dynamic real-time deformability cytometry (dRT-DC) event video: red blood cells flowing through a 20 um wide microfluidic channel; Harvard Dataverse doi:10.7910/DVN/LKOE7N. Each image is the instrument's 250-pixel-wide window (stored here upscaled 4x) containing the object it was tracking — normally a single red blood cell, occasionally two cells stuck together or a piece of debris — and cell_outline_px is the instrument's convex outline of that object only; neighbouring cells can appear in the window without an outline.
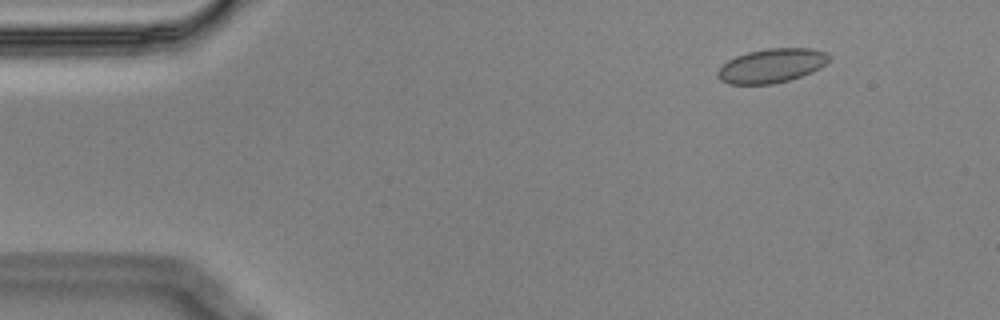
{"species": "Egyptian fruit bat (a non-hibernating species)", "species_latin": "Rousettus aegyptiacus", "temperature_condition": "cold", "stored_images_in_passage": 51, "segment_of_instrument_passage": [1, 2], "camera_frame_rate_fps": 3000, "um_per_image_px": 0.085, "animal": {"sex": "male"}, "frame": {"image": 1, "passage_image": 1, "time_ms": 0.0, "image_size_px": [1000, 320], "cell_outline_px": [[832, 56], [820, 68], [812, 72], [788, 80], [772, 84], [728, 84], [720, 80], [716, 76], [716, 72], [728, 60], [736, 56], [748, 52], [768, 48], [812, 48], [824, 52]], "centroid_in_image_um": [65.57, 5.58], "position_along_channel_um": 19.4, "area_um2": 22.08}}
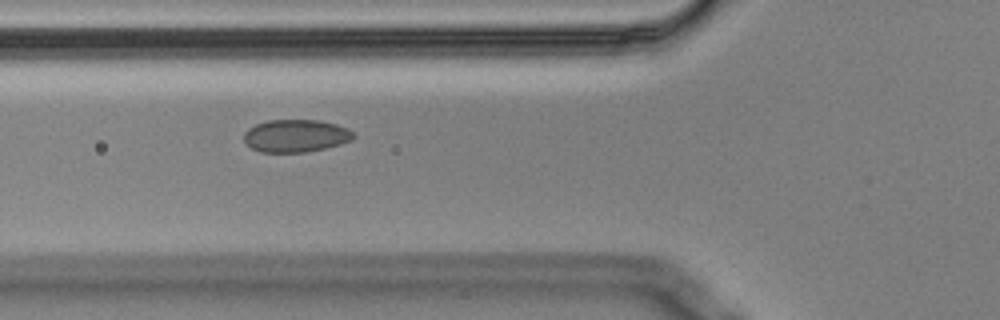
{"frame": {"image": 2, "passage_image": 15, "time_ms": 4.667, "image_size_px": [1000, 320], "cell_outline_px": [[356, 136], [352, 140], [340, 144], [324, 148], [304, 152], [260, 152], [252, 148], [244, 140], [244, 132], [248, 128], [256, 124], [268, 120], [316, 120], [336, 124], [348, 128]], "centroid_in_image_um": [25.14, 11.54], "position_along_channel_um": 100.7, "area_um2": 20.75}}
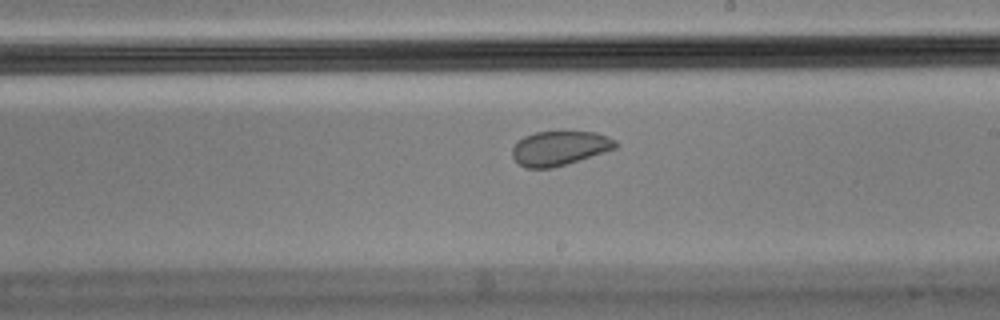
{"frame": {"image": 3, "passage_image": 27, "time_ms": 8.667, "image_size_px": [1000, 320], "cell_outline_px": [[620, 144], [616, 148], [568, 164], [552, 168], [524, 168], [512, 156], [512, 148], [524, 136], [536, 132], [596, 132], [608, 136], [616, 140]], "centroid_in_image_um": [47.6, 12.6], "position_along_channel_um": 241.4, "area_um2": 20.69}}